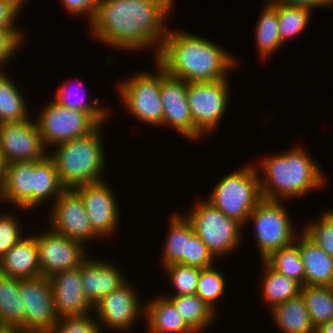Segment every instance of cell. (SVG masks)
<instances>
[{
    "label": "cell",
    "instance_id": "obj_38",
    "mask_svg": "<svg viewBox=\"0 0 333 333\" xmlns=\"http://www.w3.org/2000/svg\"><path fill=\"white\" fill-rule=\"evenodd\" d=\"M89 315L61 317L49 333H101L99 322Z\"/></svg>",
    "mask_w": 333,
    "mask_h": 333
},
{
    "label": "cell",
    "instance_id": "obj_33",
    "mask_svg": "<svg viewBox=\"0 0 333 333\" xmlns=\"http://www.w3.org/2000/svg\"><path fill=\"white\" fill-rule=\"evenodd\" d=\"M273 5L278 12V31L282 44L306 29L312 10L306 7Z\"/></svg>",
    "mask_w": 333,
    "mask_h": 333
},
{
    "label": "cell",
    "instance_id": "obj_39",
    "mask_svg": "<svg viewBox=\"0 0 333 333\" xmlns=\"http://www.w3.org/2000/svg\"><path fill=\"white\" fill-rule=\"evenodd\" d=\"M1 214H0V258L24 237L23 234L21 235L22 228L20 227V224H18L19 218L15 217L13 214L11 215L10 213L9 214L1 213Z\"/></svg>",
    "mask_w": 333,
    "mask_h": 333
},
{
    "label": "cell",
    "instance_id": "obj_4",
    "mask_svg": "<svg viewBox=\"0 0 333 333\" xmlns=\"http://www.w3.org/2000/svg\"><path fill=\"white\" fill-rule=\"evenodd\" d=\"M65 190L54 160L47 155L41 160L8 163L0 199L29 210L54 198L53 204Z\"/></svg>",
    "mask_w": 333,
    "mask_h": 333
},
{
    "label": "cell",
    "instance_id": "obj_6",
    "mask_svg": "<svg viewBox=\"0 0 333 333\" xmlns=\"http://www.w3.org/2000/svg\"><path fill=\"white\" fill-rule=\"evenodd\" d=\"M248 165L219 180L207 199L227 217L235 219L241 225L248 223L250 213L263 199L260 172L256 166Z\"/></svg>",
    "mask_w": 333,
    "mask_h": 333
},
{
    "label": "cell",
    "instance_id": "obj_17",
    "mask_svg": "<svg viewBox=\"0 0 333 333\" xmlns=\"http://www.w3.org/2000/svg\"><path fill=\"white\" fill-rule=\"evenodd\" d=\"M74 190L84 202L93 231L99 237L113 235L121 215L117 198L105 181L78 186Z\"/></svg>",
    "mask_w": 333,
    "mask_h": 333
},
{
    "label": "cell",
    "instance_id": "obj_14",
    "mask_svg": "<svg viewBox=\"0 0 333 333\" xmlns=\"http://www.w3.org/2000/svg\"><path fill=\"white\" fill-rule=\"evenodd\" d=\"M45 148L36 121L29 118L0 124V154L7 164L44 159Z\"/></svg>",
    "mask_w": 333,
    "mask_h": 333
},
{
    "label": "cell",
    "instance_id": "obj_35",
    "mask_svg": "<svg viewBox=\"0 0 333 333\" xmlns=\"http://www.w3.org/2000/svg\"><path fill=\"white\" fill-rule=\"evenodd\" d=\"M223 274L213 266L202 268L198 278L196 295L205 301L215 311L217 301L226 289Z\"/></svg>",
    "mask_w": 333,
    "mask_h": 333
},
{
    "label": "cell",
    "instance_id": "obj_42",
    "mask_svg": "<svg viewBox=\"0 0 333 333\" xmlns=\"http://www.w3.org/2000/svg\"><path fill=\"white\" fill-rule=\"evenodd\" d=\"M24 3L25 0H0V28H17L14 21Z\"/></svg>",
    "mask_w": 333,
    "mask_h": 333
},
{
    "label": "cell",
    "instance_id": "obj_5",
    "mask_svg": "<svg viewBox=\"0 0 333 333\" xmlns=\"http://www.w3.org/2000/svg\"><path fill=\"white\" fill-rule=\"evenodd\" d=\"M103 125L100 124L86 136L55 146L54 152L48 154L56 164L60 182L65 189L104 180L101 177L106 169V153L101 135Z\"/></svg>",
    "mask_w": 333,
    "mask_h": 333
},
{
    "label": "cell",
    "instance_id": "obj_20",
    "mask_svg": "<svg viewBox=\"0 0 333 333\" xmlns=\"http://www.w3.org/2000/svg\"><path fill=\"white\" fill-rule=\"evenodd\" d=\"M104 261L91 259L87 255L79 267L83 291L93 306L127 279L119 268Z\"/></svg>",
    "mask_w": 333,
    "mask_h": 333
},
{
    "label": "cell",
    "instance_id": "obj_30",
    "mask_svg": "<svg viewBox=\"0 0 333 333\" xmlns=\"http://www.w3.org/2000/svg\"><path fill=\"white\" fill-rule=\"evenodd\" d=\"M6 73L0 71V124L28 120L25 96Z\"/></svg>",
    "mask_w": 333,
    "mask_h": 333
},
{
    "label": "cell",
    "instance_id": "obj_8",
    "mask_svg": "<svg viewBox=\"0 0 333 333\" xmlns=\"http://www.w3.org/2000/svg\"><path fill=\"white\" fill-rule=\"evenodd\" d=\"M249 220L254 224L261 260L295 242V226L281 200L263 198L250 213Z\"/></svg>",
    "mask_w": 333,
    "mask_h": 333
},
{
    "label": "cell",
    "instance_id": "obj_24",
    "mask_svg": "<svg viewBox=\"0 0 333 333\" xmlns=\"http://www.w3.org/2000/svg\"><path fill=\"white\" fill-rule=\"evenodd\" d=\"M20 279L0 273V329L24 332V307L20 296Z\"/></svg>",
    "mask_w": 333,
    "mask_h": 333
},
{
    "label": "cell",
    "instance_id": "obj_47",
    "mask_svg": "<svg viewBox=\"0 0 333 333\" xmlns=\"http://www.w3.org/2000/svg\"><path fill=\"white\" fill-rule=\"evenodd\" d=\"M0 333H24L17 329H0Z\"/></svg>",
    "mask_w": 333,
    "mask_h": 333
},
{
    "label": "cell",
    "instance_id": "obj_7",
    "mask_svg": "<svg viewBox=\"0 0 333 333\" xmlns=\"http://www.w3.org/2000/svg\"><path fill=\"white\" fill-rule=\"evenodd\" d=\"M186 217L214 258L231 253L241 245L243 225L227 217L206 199L199 202Z\"/></svg>",
    "mask_w": 333,
    "mask_h": 333
},
{
    "label": "cell",
    "instance_id": "obj_26",
    "mask_svg": "<svg viewBox=\"0 0 333 333\" xmlns=\"http://www.w3.org/2000/svg\"><path fill=\"white\" fill-rule=\"evenodd\" d=\"M172 215L161 259L164 267L176 263L187 265V241L194 234L193 227L185 215Z\"/></svg>",
    "mask_w": 333,
    "mask_h": 333
},
{
    "label": "cell",
    "instance_id": "obj_36",
    "mask_svg": "<svg viewBox=\"0 0 333 333\" xmlns=\"http://www.w3.org/2000/svg\"><path fill=\"white\" fill-rule=\"evenodd\" d=\"M169 275L171 285L176 293L171 296L178 295H193L196 293L198 278L200 275V268L183 265V264H170L163 267Z\"/></svg>",
    "mask_w": 333,
    "mask_h": 333
},
{
    "label": "cell",
    "instance_id": "obj_41",
    "mask_svg": "<svg viewBox=\"0 0 333 333\" xmlns=\"http://www.w3.org/2000/svg\"><path fill=\"white\" fill-rule=\"evenodd\" d=\"M214 260L206 244L194 233L187 241V265L202 269L213 266Z\"/></svg>",
    "mask_w": 333,
    "mask_h": 333
},
{
    "label": "cell",
    "instance_id": "obj_27",
    "mask_svg": "<svg viewBox=\"0 0 333 333\" xmlns=\"http://www.w3.org/2000/svg\"><path fill=\"white\" fill-rule=\"evenodd\" d=\"M262 263L265 267L261 280L262 296L271 309L301 294L300 283L272 269L264 260Z\"/></svg>",
    "mask_w": 333,
    "mask_h": 333
},
{
    "label": "cell",
    "instance_id": "obj_44",
    "mask_svg": "<svg viewBox=\"0 0 333 333\" xmlns=\"http://www.w3.org/2000/svg\"><path fill=\"white\" fill-rule=\"evenodd\" d=\"M272 4L306 7L310 10L315 8H333V0H267Z\"/></svg>",
    "mask_w": 333,
    "mask_h": 333
},
{
    "label": "cell",
    "instance_id": "obj_19",
    "mask_svg": "<svg viewBox=\"0 0 333 333\" xmlns=\"http://www.w3.org/2000/svg\"><path fill=\"white\" fill-rule=\"evenodd\" d=\"M56 314L59 318L88 315L94 306L87 299L81 282L79 267L62 271L50 278Z\"/></svg>",
    "mask_w": 333,
    "mask_h": 333
},
{
    "label": "cell",
    "instance_id": "obj_9",
    "mask_svg": "<svg viewBox=\"0 0 333 333\" xmlns=\"http://www.w3.org/2000/svg\"><path fill=\"white\" fill-rule=\"evenodd\" d=\"M154 74L136 72L119 84L118 93L129 114L152 126L163 125V103L161 99V65L155 60Z\"/></svg>",
    "mask_w": 333,
    "mask_h": 333
},
{
    "label": "cell",
    "instance_id": "obj_18",
    "mask_svg": "<svg viewBox=\"0 0 333 333\" xmlns=\"http://www.w3.org/2000/svg\"><path fill=\"white\" fill-rule=\"evenodd\" d=\"M161 99L163 125L175 128L176 132L194 141V122L187 98V82L168 75L161 66Z\"/></svg>",
    "mask_w": 333,
    "mask_h": 333
},
{
    "label": "cell",
    "instance_id": "obj_1",
    "mask_svg": "<svg viewBox=\"0 0 333 333\" xmlns=\"http://www.w3.org/2000/svg\"><path fill=\"white\" fill-rule=\"evenodd\" d=\"M172 9L165 0H101L89 25L97 40L117 50L155 47L156 59Z\"/></svg>",
    "mask_w": 333,
    "mask_h": 333
},
{
    "label": "cell",
    "instance_id": "obj_31",
    "mask_svg": "<svg viewBox=\"0 0 333 333\" xmlns=\"http://www.w3.org/2000/svg\"><path fill=\"white\" fill-rule=\"evenodd\" d=\"M301 296L305 300L312 325L315 328L333 319V287L302 286Z\"/></svg>",
    "mask_w": 333,
    "mask_h": 333
},
{
    "label": "cell",
    "instance_id": "obj_10",
    "mask_svg": "<svg viewBox=\"0 0 333 333\" xmlns=\"http://www.w3.org/2000/svg\"><path fill=\"white\" fill-rule=\"evenodd\" d=\"M228 79L187 82V98L194 122V140L214 132L228 106ZM216 128V129H215Z\"/></svg>",
    "mask_w": 333,
    "mask_h": 333
},
{
    "label": "cell",
    "instance_id": "obj_32",
    "mask_svg": "<svg viewBox=\"0 0 333 333\" xmlns=\"http://www.w3.org/2000/svg\"><path fill=\"white\" fill-rule=\"evenodd\" d=\"M264 261L277 272L305 286V270L298 246L293 243L271 253Z\"/></svg>",
    "mask_w": 333,
    "mask_h": 333
},
{
    "label": "cell",
    "instance_id": "obj_21",
    "mask_svg": "<svg viewBox=\"0 0 333 333\" xmlns=\"http://www.w3.org/2000/svg\"><path fill=\"white\" fill-rule=\"evenodd\" d=\"M296 240L305 270V286L333 287V256L326 254L302 230Z\"/></svg>",
    "mask_w": 333,
    "mask_h": 333
},
{
    "label": "cell",
    "instance_id": "obj_25",
    "mask_svg": "<svg viewBox=\"0 0 333 333\" xmlns=\"http://www.w3.org/2000/svg\"><path fill=\"white\" fill-rule=\"evenodd\" d=\"M275 325L283 333H315L309 311L301 294L295 298L278 304L272 309Z\"/></svg>",
    "mask_w": 333,
    "mask_h": 333
},
{
    "label": "cell",
    "instance_id": "obj_48",
    "mask_svg": "<svg viewBox=\"0 0 333 333\" xmlns=\"http://www.w3.org/2000/svg\"><path fill=\"white\" fill-rule=\"evenodd\" d=\"M171 7L174 5V0H165Z\"/></svg>",
    "mask_w": 333,
    "mask_h": 333
},
{
    "label": "cell",
    "instance_id": "obj_34",
    "mask_svg": "<svg viewBox=\"0 0 333 333\" xmlns=\"http://www.w3.org/2000/svg\"><path fill=\"white\" fill-rule=\"evenodd\" d=\"M67 84L68 83L65 84L64 82L61 84V86H59L56 97L53 98V101L56 102L58 105L69 108L71 110H78L81 112L89 113L99 124H104L107 120V116L109 115L108 111L110 110L102 108L104 107V105H98V98H95L92 104L88 103L87 101L85 102V98H81L82 95L80 97H77V93H74L73 90H71V87ZM83 97L85 96L83 95Z\"/></svg>",
    "mask_w": 333,
    "mask_h": 333
},
{
    "label": "cell",
    "instance_id": "obj_12",
    "mask_svg": "<svg viewBox=\"0 0 333 333\" xmlns=\"http://www.w3.org/2000/svg\"><path fill=\"white\" fill-rule=\"evenodd\" d=\"M19 290L25 310L24 333H49L59 320L50 279H20Z\"/></svg>",
    "mask_w": 333,
    "mask_h": 333
},
{
    "label": "cell",
    "instance_id": "obj_46",
    "mask_svg": "<svg viewBox=\"0 0 333 333\" xmlns=\"http://www.w3.org/2000/svg\"><path fill=\"white\" fill-rule=\"evenodd\" d=\"M315 333H333V319L317 326Z\"/></svg>",
    "mask_w": 333,
    "mask_h": 333
},
{
    "label": "cell",
    "instance_id": "obj_15",
    "mask_svg": "<svg viewBox=\"0 0 333 333\" xmlns=\"http://www.w3.org/2000/svg\"><path fill=\"white\" fill-rule=\"evenodd\" d=\"M53 204L49 220L54 232L82 244L99 237L91 227L82 198L74 189H66Z\"/></svg>",
    "mask_w": 333,
    "mask_h": 333
},
{
    "label": "cell",
    "instance_id": "obj_23",
    "mask_svg": "<svg viewBox=\"0 0 333 333\" xmlns=\"http://www.w3.org/2000/svg\"><path fill=\"white\" fill-rule=\"evenodd\" d=\"M144 306L148 333H195L165 296L154 297Z\"/></svg>",
    "mask_w": 333,
    "mask_h": 333
},
{
    "label": "cell",
    "instance_id": "obj_45",
    "mask_svg": "<svg viewBox=\"0 0 333 333\" xmlns=\"http://www.w3.org/2000/svg\"><path fill=\"white\" fill-rule=\"evenodd\" d=\"M7 163L4 157L0 154V195L6 183Z\"/></svg>",
    "mask_w": 333,
    "mask_h": 333
},
{
    "label": "cell",
    "instance_id": "obj_13",
    "mask_svg": "<svg viewBox=\"0 0 333 333\" xmlns=\"http://www.w3.org/2000/svg\"><path fill=\"white\" fill-rule=\"evenodd\" d=\"M42 276L50 278L62 271L77 269L87 257L85 245L54 232L35 233Z\"/></svg>",
    "mask_w": 333,
    "mask_h": 333
},
{
    "label": "cell",
    "instance_id": "obj_43",
    "mask_svg": "<svg viewBox=\"0 0 333 333\" xmlns=\"http://www.w3.org/2000/svg\"><path fill=\"white\" fill-rule=\"evenodd\" d=\"M63 8L72 15H86L89 22L94 18L97 6L101 0H60Z\"/></svg>",
    "mask_w": 333,
    "mask_h": 333
},
{
    "label": "cell",
    "instance_id": "obj_28",
    "mask_svg": "<svg viewBox=\"0 0 333 333\" xmlns=\"http://www.w3.org/2000/svg\"><path fill=\"white\" fill-rule=\"evenodd\" d=\"M165 297L173 303L183 320L195 333H200L215 322L214 316L217 311L210 308L196 294Z\"/></svg>",
    "mask_w": 333,
    "mask_h": 333
},
{
    "label": "cell",
    "instance_id": "obj_22",
    "mask_svg": "<svg viewBox=\"0 0 333 333\" xmlns=\"http://www.w3.org/2000/svg\"><path fill=\"white\" fill-rule=\"evenodd\" d=\"M0 273L18 279L42 276L35 234L23 237L0 258Z\"/></svg>",
    "mask_w": 333,
    "mask_h": 333
},
{
    "label": "cell",
    "instance_id": "obj_29",
    "mask_svg": "<svg viewBox=\"0 0 333 333\" xmlns=\"http://www.w3.org/2000/svg\"><path fill=\"white\" fill-rule=\"evenodd\" d=\"M266 2L254 29L257 50H259L258 53L260 52V57L263 59L272 55L283 45L278 31L277 9L269 1Z\"/></svg>",
    "mask_w": 333,
    "mask_h": 333
},
{
    "label": "cell",
    "instance_id": "obj_37",
    "mask_svg": "<svg viewBox=\"0 0 333 333\" xmlns=\"http://www.w3.org/2000/svg\"><path fill=\"white\" fill-rule=\"evenodd\" d=\"M303 229L326 254L333 256V209L325 211L317 221L309 222Z\"/></svg>",
    "mask_w": 333,
    "mask_h": 333
},
{
    "label": "cell",
    "instance_id": "obj_16",
    "mask_svg": "<svg viewBox=\"0 0 333 333\" xmlns=\"http://www.w3.org/2000/svg\"><path fill=\"white\" fill-rule=\"evenodd\" d=\"M136 293L135 287L128 284L127 280L118 289L103 297L93 309L96 317H99V324L103 323L105 327L115 331H127L131 326L134 327L136 319L144 314V307H141L143 304Z\"/></svg>",
    "mask_w": 333,
    "mask_h": 333
},
{
    "label": "cell",
    "instance_id": "obj_3",
    "mask_svg": "<svg viewBox=\"0 0 333 333\" xmlns=\"http://www.w3.org/2000/svg\"><path fill=\"white\" fill-rule=\"evenodd\" d=\"M301 146L260 160L263 177L259 176L264 199L282 200L305 196L311 189L325 186L324 171ZM321 169V170H320ZM265 171V172H264ZM309 191V192H308ZM280 198V199H279Z\"/></svg>",
    "mask_w": 333,
    "mask_h": 333
},
{
    "label": "cell",
    "instance_id": "obj_11",
    "mask_svg": "<svg viewBox=\"0 0 333 333\" xmlns=\"http://www.w3.org/2000/svg\"><path fill=\"white\" fill-rule=\"evenodd\" d=\"M38 116L36 123L46 148L86 136L100 125L89 113L62 107L53 99Z\"/></svg>",
    "mask_w": 333,
    "mask_h": 333
},
{
    "label": "cell",
    "instance_id": "obj_40",
    "mask_svg": "<svg viewBox=\"0 0 333 333\" xmlns=\"http://www.w3.org/2000/svg\"><path fill=\"white\" fill-rule=\"evenodd\" d=\"M18 29L0 28V71L4 70L3 65L12 59L11 56L13 57L22 45L24 33Z\"/></svg>",
    "mask_w": 333,
    "mask_h": 333
},
{
    "label": "cell",
    "instance_id": "obj_2",
    "mask_svg": "<svg viewBox=\"0 0 333 333\" xmlns=\"http://www.w3.org/2000/svg\"><path fill=\"white\" fill-rule=\"evenodd\" d=\"M169 29L155 59L168 75L185 82L227 79L236 66L235 56L206 38Z\"/></svg>",
    "mask_w": 333,
    "mask_h": 333
}]
</instances>
